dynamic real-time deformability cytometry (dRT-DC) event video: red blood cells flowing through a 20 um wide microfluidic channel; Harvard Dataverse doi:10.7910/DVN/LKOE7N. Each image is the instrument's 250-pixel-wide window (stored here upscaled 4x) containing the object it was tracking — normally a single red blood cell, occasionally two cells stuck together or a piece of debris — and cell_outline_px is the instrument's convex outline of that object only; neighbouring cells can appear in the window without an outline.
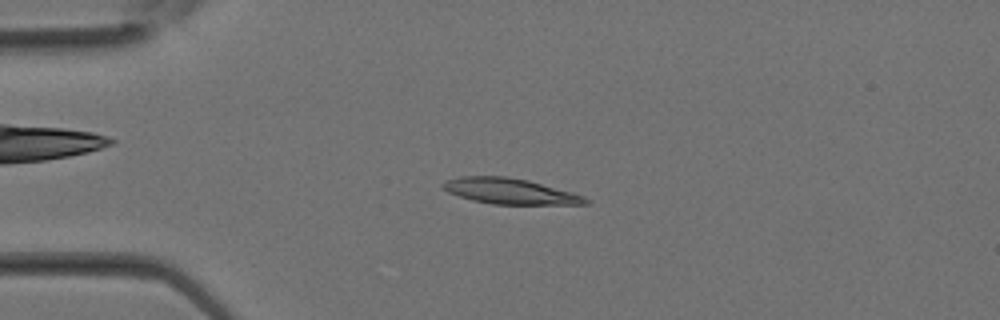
{"species": "Egyptian fruit bat (a non-hibernating species)", "species_latin": "Rousettus aegyptiacus", "temperature_condition": "room temperature", "stored_images_in_passage": 11, "camera_frame_rate_fps": 3000, "um_per_image_px": 0.085, "animal": {"sex": "female"}, "frame": {"image": 1, "passage_image": 7, "time_ms": 2.0, "image_size_px": [1000, 320], "cell_outline_px": [[592, 200], [588, 204], [492, 204], [472, 200], [448, 192], [440, 184], [444, 180], [460, 176], [504, 176], [528, 180], [572, 192], [584, 196]], "centroid_in_image_um": [43.34, 16.25], "position_along_channel_um": 41.7, "area_um2": 21.33}}
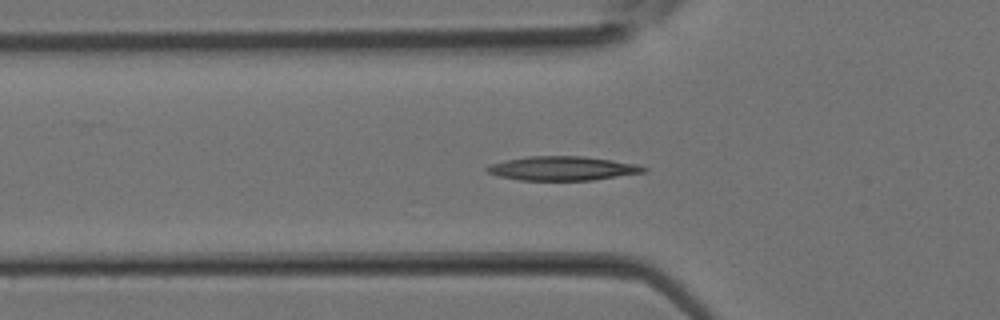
{"frame": {"image": 2, "passage_image": 10, "time_ms": 3.0, "image_size_px": [1000, 320], "cell_outline_px": [[648, 172], [592, 180], [520, 180], [500, 176], [488, 172], [484, 168], [488, 164], [504, 160], [528, 156], [584, 156], [640, 164], [648, 168]], "centroid_in_image_um": [47.85, 14.3], "position_along_channel_um": 78.0, "area_um2": 22.2}}